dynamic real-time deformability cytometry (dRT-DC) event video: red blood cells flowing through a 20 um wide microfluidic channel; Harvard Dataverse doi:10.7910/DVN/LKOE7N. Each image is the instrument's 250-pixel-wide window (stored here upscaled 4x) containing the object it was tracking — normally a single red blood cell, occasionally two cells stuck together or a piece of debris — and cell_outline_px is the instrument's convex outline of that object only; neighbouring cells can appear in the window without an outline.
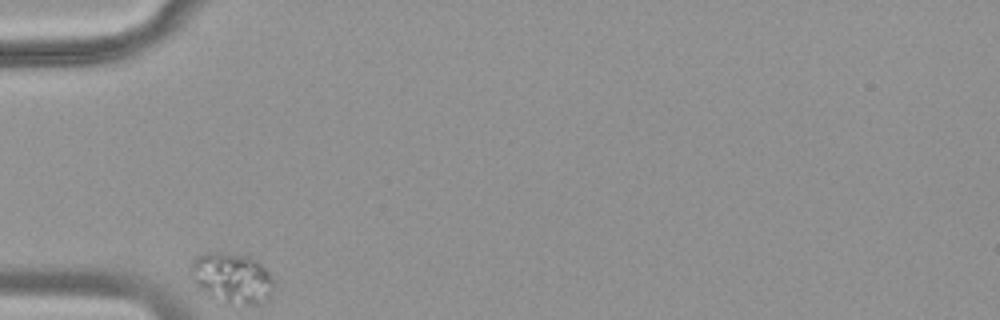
{"species": "common noctule bat (a hibernating species)", "species_latin": "Nyctalus noctula", "temperature_condition": "warm", "stored_images_in_passage": 30, "camera_frame_rate_fps": 3000, "um_per_image_px": 0.085, "animal": {"sex": "female", "body_mass_g": 18.4}, "frame": {"image": 1, "passage_image": 1, "time_ms": 0.0, "image_size_px": [1000, 320], "cell_outline_px": [[272, 284], [268, 300], [260, 304], [220, 304], [212, 300], [196, 284], [188, 272], [192, 264], [200, 256], [208, 252], [220, 252], [252, 256], [268, 272], [272, 280]], "centroid_in_image_um": [19.69, 23.67], "position_along_channel_um": 65.3, "area_um2": 24.51}}
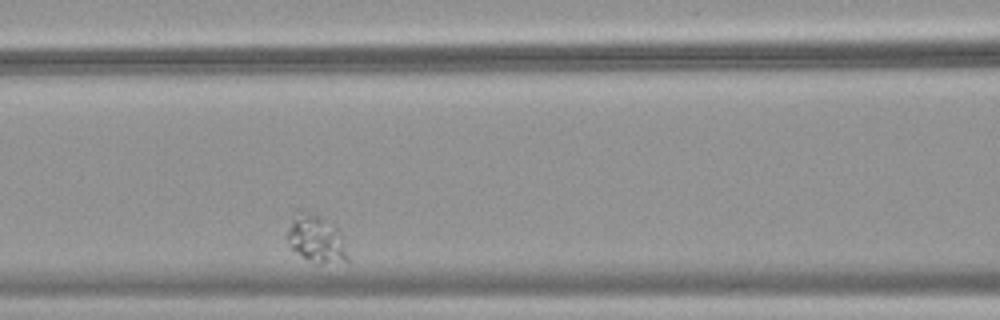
{"frame": {"image": 2, "passage_image": 9, "time_ms": 2.667, "image_size_px": [1000, 320], "cell_outline_px": [[348, 260], [320, 260], [304, 256], [296, 252], [292, 248], [288, 240], [288, 228], [296, 208], [308, 208], [336, 228], [348, 256]], "centroid_in_image_um": [26.78, 20.14], "position_along_channel_um": 139.8, "area_um2": 15.66}}
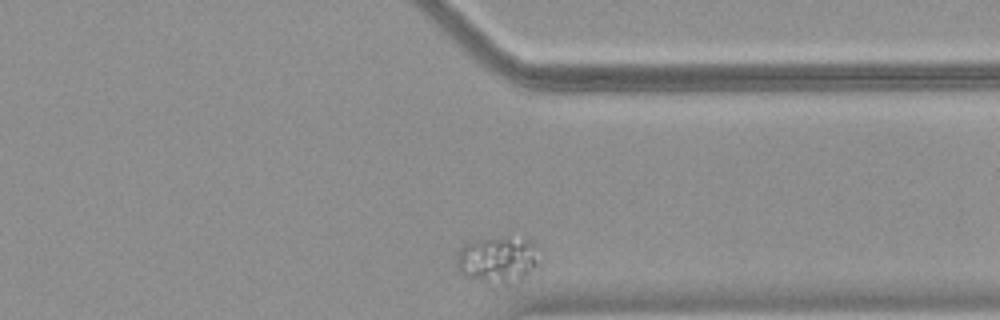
{"frame": {"image": 3, "passage_image": 30, "time_ms": 9.667, "image_size_px": [1000, 320], "cell_outline_px": [[540, 264], [524, 276], [504, 284], [480, 280], [464, 276], [460, 272], [456, 264], [456, 252], [464, 244], [476, 240], [504, 236], [528, 240], [532, 244]], "centroid_in_image_um": [42.24, 22.04], "position_along_channel_um": 369.2, "area_um2": 21.96}}